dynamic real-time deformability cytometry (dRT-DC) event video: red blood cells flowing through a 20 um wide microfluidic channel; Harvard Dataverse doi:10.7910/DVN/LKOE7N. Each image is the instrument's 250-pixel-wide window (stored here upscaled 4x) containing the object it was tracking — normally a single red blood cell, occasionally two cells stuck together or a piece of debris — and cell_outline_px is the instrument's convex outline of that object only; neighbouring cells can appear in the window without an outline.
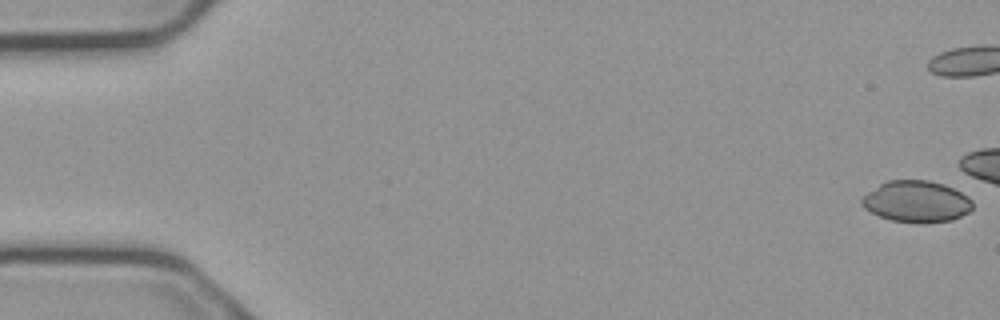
{"species": "common noctule bat (a hibernating species)", "species_latin": "Nyctalus noctula", "temperature_condition": "cold", "stored_images_in_passage": 6, "camera_frame_rate_fps": 3000, "um_per_image_px": 0.085, "animal": {"sex": "male", "body_mass_g": 23.1, "forearm_length_mm": 52.7}, "frame": {"image": 1, "passage_image": 1, "time_ms": 0.0, "image_size_px": [1000, 320], "cell_outline_px": [[972, 208], [968, 212], [952, 220], [920, 224], [892, 220], [880, 216], [864, 208], [860, 200], [868, 192], [880, 184], [888, 180], [928, 180], [944, 184], [968, 196], [972, 200]], "centroid_in_image_um": [77.91, 17.13], "position_along_channel_um": 7.1, "area_um2": 26.7}}